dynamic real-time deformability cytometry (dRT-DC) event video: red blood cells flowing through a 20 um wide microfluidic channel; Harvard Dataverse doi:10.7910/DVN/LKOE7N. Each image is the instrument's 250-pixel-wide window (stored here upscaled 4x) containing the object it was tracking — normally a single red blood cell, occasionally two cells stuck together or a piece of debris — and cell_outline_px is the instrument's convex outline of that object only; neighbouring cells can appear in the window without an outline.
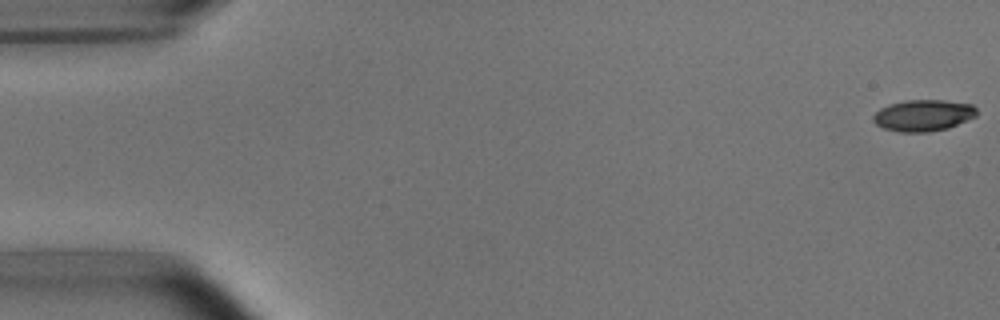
{"species": "common noctule bat (a hibernating species)", "species_latin": "Nyctalus noctula", "temperature_condition": "room temperature", "stored_images_in_passage": 53, "camera_frame_rate_fps": 3000, "um_per_image_px": 0.085, "animal": {"sex": "male", "body_mass_g": 15.6}, "frame": {"image": 1, "passage_image": 1, "time_ms": 0.0, "image_size_px": [1000, 320], "cell_outline_px": [[976, 116], [948, 128], [928, 132], [900, 132], [884, 128], [876, 124], [872, 120], [872, 116], [880, 108], [892, 104], [908, 100], [944, 100], [972, 104], [976, 108]], "centroid_in_image_um": [78.48, 9.81], "position_along_channel_um": 6.5, "area_um2": 18.84}}
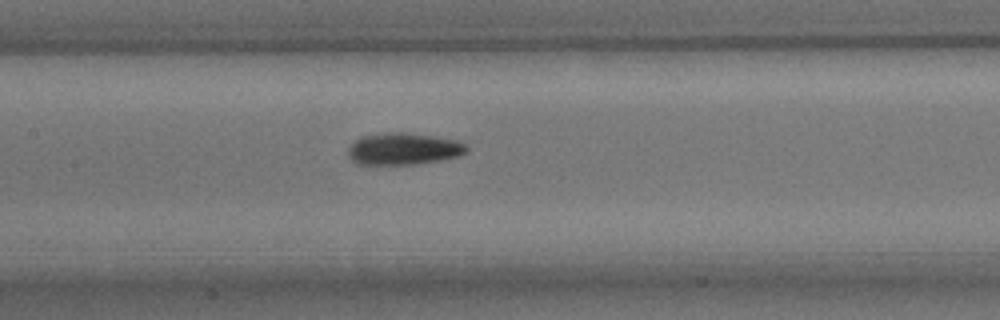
{"frame": {"image": 2, "passage_image": 25, "time_ms": 8.0, "image_size_px": [1000, 320], "cell_outline_px": [[468, 152], [460, 156], [440, 160], [416, 164], [356, 164], [348, 156], [348, 148], [360, 136], [384, 132], [404, 132], [432, 136], [456, 140], [468, 144]], "centroid_in_image_um": [34.32, 12.65], "position_along_channel_um": 173.1, "area_um2": 22.2}}
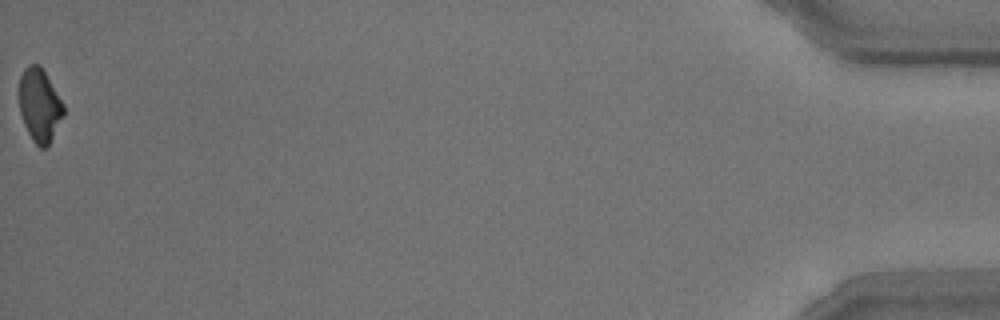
{"frame": {"image": 3, "passage_image": 53, "time_ms": 17.333, "image_size_px": [1000, 320], "cell_outline_px": [[64, 116], [48, 144], [44, 148], [40, 148], [32, 140], [24, 124], [20, 112], [20, 76], [24, 68], [28, 64], [40, 64], [64, 104]], "centroid_in_image_um": [3.37, 8.92], "position_along_channel_um": 431.8, "area_um2": 18.79}, "authors_computed_cell_mechanics": {"area_um2": 20.4612, "velocity_mm_per_s": 3.8097, "shape_relaxation_time_tau1_ms": 4.3908, "shape_relaxation_time_tau2_ms": 1.9323, "deformation_change_tau1": 0.1387, "deformation_change_tau2": 0.0776}}